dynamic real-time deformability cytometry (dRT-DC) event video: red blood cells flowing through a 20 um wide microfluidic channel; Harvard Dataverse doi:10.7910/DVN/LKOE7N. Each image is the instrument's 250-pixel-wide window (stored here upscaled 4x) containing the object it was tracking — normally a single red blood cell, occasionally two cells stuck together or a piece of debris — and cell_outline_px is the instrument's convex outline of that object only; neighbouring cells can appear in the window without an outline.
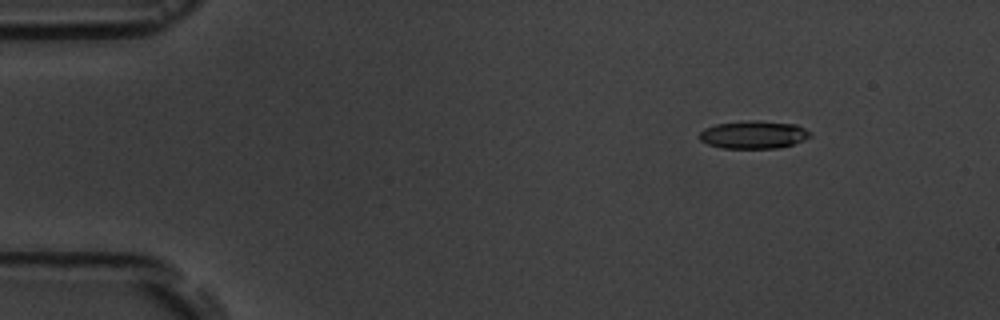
{"species": "common noctule bat (a hibernating species)", "species_latin": "Nyctalus noctula", "temperature_condition": "room temperature", "stored_images_in_passage": 7, "camera_frame_rate_fps": 3000, "um_per_image_px": 0.085, "animal": {"sex": "male", "body_mass_g": 19.5, "forearm_length_mm": 54.6}, "frame": {"image": 1, "passage_image": 2, "time_ms": 1.0, "image_size_px": [1000, 320], "cell_outline_px": [[812, 136], [804, 140], [792, 144], [776, 148], [724, 148], [708, 144], [700, 140], [700, 132], [704, 128], [716, 124], [748, 120], [756, 120], [796, 124], [812, 132]], "centroid_in_image_um": [64.08, 11.44], "position_along_channel_um": 20.9, "area_um2": 17.98}}
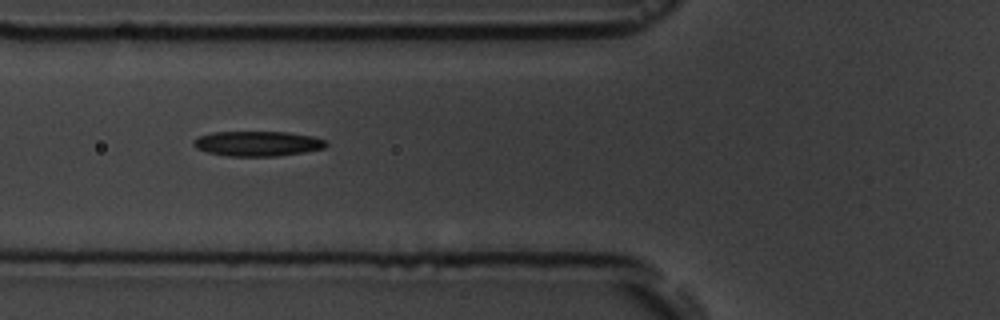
{"frame": {"image": 2, "passage_image": 6, "time_ms": 5.667, "image_size_px": [1000, 320], "cell_outline_px": [[328, 144], [324, 148], [304, 152], [276, 156], [228, 156], [208, 152], [196, 148], [192, 144], [192, 140], [200, 136], [212, 132], [288, 132], [312, 136], [324, 140]], "centroid_in_image_um": [21.87, 12.2], "position_along_channel_um": 103.9, "area_um2": 19.25}}
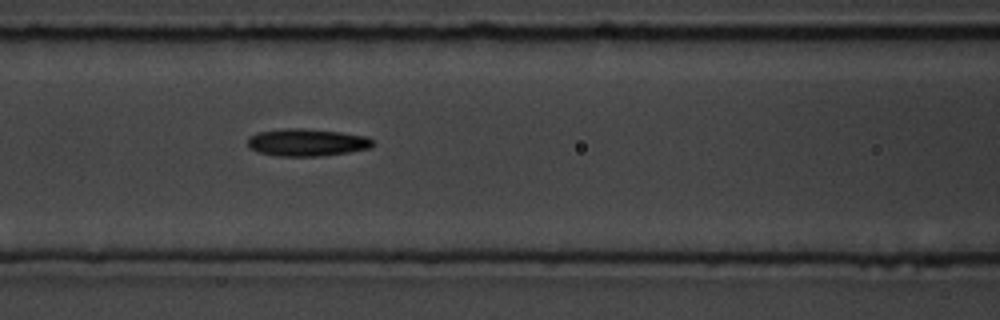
{"frame": {"image": 3, "passage_image": 7, "time_ms": 6.667, "image_size_px": [1000, 320], "cell_outline_px": [[376, 144], [372, 148], [348, 152], [320, 156], [276, 156], [256, 152], [248, 148], [248, 136], [256, 132], [284, 128], [304, 128], [340, 132], [368, 136]], "centroid_in_image_um": [26.07, 12.1], "position_along_channel_um": 140.5, "area_um2": 20.35}}